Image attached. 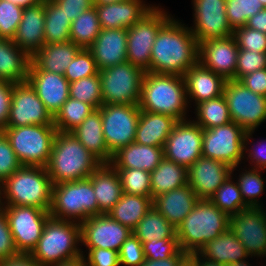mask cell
I'll return each instance as SVG.
<instances>
[{
	"mask_svg": "<svg viewBox=\"0 0 266 266\" xmlns=\"http://www.w3.org/2000/svg\"><path fill=\"white\" fill-rule=\"evenodd\" d=\"M198 52L199 43L188 25L172 16L156 35L150 72L183 76L198 63Z\"/></svg>",
	"mask_w": 266,
	"mask_h": 266,
	"instance_id": "6da1fadb",
	"label": "cell"
},
{
	"mask_svg": "<svg viewBox=\"0 0 266 266\" xmlns=\"http://www.w3.org/2000/svg\"><path fill=\"white\" fill-rule=\"evenodd\" d=\"M101 164L71 132L57 131L46 169L56 185L89 178Z\"/></svg>",
	"mask_w": 266,
	"mask_h": 266,
	"instance_id": "7a4b0ae2",
	"label": "cell"
},
{
	"mask_svg": "<svg viewBox=\"0 0 266 266\" xmlns=\"http://www.w3.org/2000/svg\"><path fill=\"white\" fill-rule=\"evenodd\" d=\"M139 109L166 114L178 121L189 119L184 77L145 72Z\"/></svg>",
	"mask_w": 266,
	"mask_h": 266,
	"instance_id": "3957f363",
	"label": "cell"
},
{
	"mask_svg": "<svg viewBox=\"0 0 266 266\" xmlns=\"http://www.w3.org/2000/svg\"><path fill=\"white\" fill-rule=\"evenodd\" d=\"M52 187L46 168L21 166L0 184V205L28 206L49 212Z\"/></svg>",
	"mask_w": 266,
	"mask_h": 266,
	"instance_id": "277c9868",
	"label": "cell"
},
{
	"mask_svg": "<svg viewBox=\"0 0 266 266\" xmlns=\"http://www.w3.org/2000/svg\"><path fill=\"white\" fill-rule=\"evenodd\" d=\"M230 217L208 199H199L192 211L176 228L180 248L198 253L209 241L229 229Z\"/></svg>",
	"mask_w": 266,
	"mask_h": 266,
	"instance_id": "5b68a950",
	"label": "cell"
},
{
	"mask_svg": "<svg viewBox=\"0 0 266 266\" xmlns=\"http://www.w3.org/2000/svg\"><path fill=\"white\" fill-rule=\"evenodd\" d=\"M81 227L79 222L59 220L49 217L30 255L42 266H52L57 262L82 254Z\"/></svg>",
	"mask_w": 266,
	"mask_h": 266,
	"instance_id": "8992f818",
	"label": "cell"
},
{
	"mask_svg": "<svg viewBox=\"0 0 266 266\" xmlns=\"http://www.w3.org/2000/svg\"><path fill=\"white\" fill-rule=\"evenodd\" d=\"M49 213L55 219L79 223L90 216L99 215L98 201L91 179L53 185Z\"/></svg>",
	"mask_w": 266,
	"mask_h": 266,
	"instance_id": "52a82bcc",
	"label": "cell"
},
{
	"mask_svg": "<svg viewBox=\"0 0 266 266\" xmlns=\"http://www.w3.org/2000/svg\"><path fill=\"white\" fill-rule=\"evenodd\" d=\"M2 131L22 166L46 168L57 133L54 125L6 127Z\"/></svg>",
	"mask_w": 266,
	"mask_h": 266,
	"instance_id": "ba28073f",
	"label": "cell"
},
{
	"mask_svg": "<svg viewBox=\"0 0 266 266\" xmlns=\"http://www.w3.org/2000/svg\"><path fill=\"white\" fill-rule=\"evenodd\" d=\"M103 104L139 105L145 71L128 61L99 70Z\"/></svg>",
	"mask_w": 266,
	"mask_h": 266,
	"instance_id": "9c48e42d",
	"label": "cell"
},
{
	"mask_svg": "<svg viewBox=\"0 0 266 266\" xmlns=\"http://www.w3.org/2000/svg\"><path fill=\"white\" fill-rule=\"evenodd\" d=\"M172 17L166 9L155 5L132 27L127 28V61L150 72L151 52L160 28Z\"/></svg>",
	"mask_w": 266,
	"mask_h": 266,
	"instance_id": "30bf717a",
	"label": "cell"
},
{
	"mask_svg": "<svg viewBox=\"0 0 266 266\" xmlns=\"http://www.w3.org/2000/svg\"><path fill=\"white\" fill-rule=\"evenodd\" d=\"M223 95L227 101L231 121L246 132L257 130L266 121V97L256 94L238 80H227Z\"/></svg>",
	"mask_w": 266,
	"mask_h": 266,
	"instance_id": "8fae6325",
	"label": "cell"
},
{
	"mask_svg": "<svg viewBox=\"0 0 266 266\" xmlns=\"http://www.w3.org/2000/svg\"><path fill=\"white\" fill-rule=\"evenodd\" d=\"M100 114L104 140L112 155L135 141L140 117L139 105L103 104Z\"/></svg>",
	"mask_w": 266,
	"mask_h": 266,
	"instance_id": "7c38bea8",
	"label": "cell"
},
{
	"mask_svg": "<svg viewBox=\"0 0 266 266\" xmlns=\"http://www.w3.org/2000/svg\"><path fill=\"white\" fill-rule=\"evenodd\" d=\"M246 131L235 122L203 129L202 157L226 163L232 168L243 163Z\"/></svg>",
	"mask_w": 266,
	"mask_h": 266,
	"instance_id": "4fadbf2b",
	"label": "cell"
},
{
	"mask_svg": "<svg viewBox=\"0 0 266 266\" xmlns=\"http://www.w3.org/2000/svg\"><path fill=\"white\" fill-rule=\"evenodd\" d=\"M18 253L30 254L40 239L50 213L28 206L1 205Z\"/></svg>",
	"mask_w": 266,
	"mask_h": 266,
	"instance_id": "5bb4252c",
	"label": "cell"
},
{
	"mask_svg": "<svg viewBox=\"0 0 266 266\" xmlns=\"http://www.w3.org/2000/svg\"><path fill=\"white\" fill-rule=\"evenodd\" d=\"M229 229L245 247L249 258L266 257V208L249 207L230 216Z\"/></svg>",
	"mask_w": 266,
	"mask_h": 266,
	"instance_id": "9a60e30c",
	"label": "cell"
},
{
	"mask_svg": "<svg viewBox=\"0 0 266 266\" xmlns=\"http://www.w3.org/2000/svg\"><path fill=\"white\" fill-rule=\"evenodd\" d=\"M203 129L193 120L178 121L168 136L164 158L187 169L202 156Z\"/></svg>",
	"mask_w": 266,
	"mask_h": 266,
	"instance_id": "2e32d148",
	"label": "cell"
},
{
	"mask_svg": "<svg viewBox=\"0 0 266 266\" xmlns=\"http://www.w3.org/2000/svg\"><path fill=\"white\" fill-rule=\"evenodd\" d=\"M54 125L52 114L28 81L15 83L6 127Z\"/></svg>",
	"mask_w": 266,
	"mask_h": 266,
	"instance_id": "e0dca14e",
	"label": "cell"
},
{
	"mask_svg": "<svg viewBox=\"0 0 266 266\" xmlns=\"http://www.w3.org/2000/svg\"><path fill=\"white\" fill-rule=\"evenodd\" d=\"M193 26L190 31L198 43L210 38L233 35L226 14V0H192Z\"/></svg>",
	"mask_w": 266,
	"mask_h": 266,
	"instance_id": "ac0fdd59",
	"label": "cell"
},
{
	"mask_svg": "<svg viewBox=\"0 0 266 266\" xmlns=\"http://www.w3.org/2000/svg\"><path fill=\"white\" fill-rule=\"evenodd\" d=\"M81 246L86 249L103 248L120 251L132 231L113 220L108 214L90 216L80 223Z\"/></svg>",
	"mask_w": 266,
	"mask_h": 266,
	"instance_id": "d6986e66",
	"label": "cell"
},
{
	"mask_svg": "<svg viewBox=\"0 0 266 266\" xmlns=\"http://www.w3.org/2000/svg\"><path fill=\"white\" fill-rule=\"evenodd\" d=\"M238 45L232 36L210 38L199 43L198 62L222 76L226 81L235 80Z\"/></svg>",
	"mask_w": 266,
	"mask_h": 266,
	"instance_id": "ffe728a7",
	"label": "cell"
},
{
	"mask_svg": "<svg viewBox=\"0 0 266 266\" xmlns=\"http://www.w3.org/2000/svg\"><path fill=\"white\" fill-rule=\"evenodd\" d=\"M188 184L199 199H210L218 187L232 175V167L211 158L199 157L188 168Z\"/></svg>",
	"mask_w": 266,
	"mask_h": 266,
	"instance_id": "44dd1931",
	"label": "cell"
},
{
	"mask_svg": "<svg viewBox=\"0 0 266 266\" xmlns=\"http://www.w3.org/2000/svg\"><path fill=\"white\" fill-rule=\"evenodd\" d=\"M44 23L45 0L24 8L12 41L30 57L45 44Z\"/></svg>",
	"mask_w": 266,
	"mask_h": 266,
	"instance_id": "7402d4cb",
	"label": "cell"
},
{
	"mask_svg": "<svg viewBox=\"0 0 266 266\" xmlns=\"http://www.w3.org/2000/svg\"><path fill=\"white\" fill-rule=\"evenodd\" d=\"M27 81L52 116L69 98V81L64 75L44 70H29Z\"/></svg>",
	"mask_w": 266,
	"mask_h": 266,
	"instance_id": "603a6c76",
	"label": "cell"
},
{
	"mask_svg": "<svg viewBox=\"0 0 266 266\" xmlns=\"http://www.w3.org/2000/svg\"><path fill=\"white\" fill-rule=\"evenodd\" d=\"M99 70L127 61V29H101L88 48Z\"/></svg>",
	"mask_w": 266,
	"mask_h": 266,
	"instance_id": "cb8c5ba5",
	"label": "cell"
},
{
	"mask_svg": "<svg viewBox=\"0 0 266 266\" xmlns=\"http://www.w3.org/2000/svg\"><path fill=\"white\" fill-rule=\"evenodd\" d=\"M154 6L155 4H146L144 0H126L95 6V8L101 29H127L138 22Z\"/></svg>",
	"mask_w": 266,
	"mask_h": 266,
	"instance_id": "d4e9b609",
	"label": "cell"
},
{
	"mask_svg": "<svg viewBox=\"0 0 266 266\" xmlns=\"http://www.w3.org/2000/svg\"><path fill=\"white\" fill-rule=\"evenodd\" d=\"M186 96L189 106L217 98L223 95L226 80L199 62L191 67L184 75ZM192 104H191V103Z\"/></svg>",
	"mask_w": 266,
	"mask_h": 266,
	"instance_id": "484cf974",
	"label": "cell"
},
{
	"mask_svg": "<svg viewBox=\"0 0 266 266\" xmlns=\"http://www.w3.org/2000/svg\"><path fill=\"white\" fill-rule=\"evenodd\" d=\"M199 198L196 193L185 184L168 193L153 198V206L165 217L175 229L195 207Z\"/></svg>",
	"mask_w": 266,
	"mask_h": 266,
	"instance_id": "4316f807",
	"label": "cell"
},
{
	"mask_svg": "<svg viewBox=\"0 0 266 266\" xmlns=\"http://www.w3.org/2000/svg\"><path fill=\"white\" fill-rule=\"evenodd\" d=\"M81 48L72 41L44 44L32 57L29 70L63 75Z\"/></svg>",
	"mask_w": 266,
	"mask_h": 266,
	"instance_id": "83f0119b",
	"label": "cell"
},
{
	"mask_svg": "<svg viewBox=\"0 0 266 266\" xmlns=\"http://www.w3.org/2000/svg\"><path fill=\"white\" fill-rule=\"evenodd\" d=\"M99 214H107L123 195L117 170L110 163H102L90 176Z\"/></svg>",
	"mask_w": 266,
	"mask_h": 266,
	"instance_id": "f1b7e54d",
	"label": "cell"
},
{
	"mask_svg": "<svg viewBox=\"0 0 266 266\" xmlns=\"http://www.w3.org/2000/svg\"><path fill=\"white\" fill-rule=\"evenodd\" d=\"M164 159V149L132 142L113 154L114 168H133L152 172Z\"/></svg>",
	"mask_w": 266,
	"mask_h": 266,
	"instance_id": "f546056e",
	"label": "cell"
},
{
	"mask_svg": "<svg viewBox=\"0 0 266 266\" xmlns=\"http://www.w3.org/2000/svg\"><path fill=\"white\" fill-rule=\"evenodd\" d=\"M178 120L166 114L140 110L135 143L164 147Z\"/></svg>",
	"mask_w": 266,
	"mask_h": 266,
	"instance_id": "4dcf8cb0",
	"label": "cell"
},
{
	"mask_svg": "<svg viewBox=\"0 0 266 266\" xmlns=\"http://www.w3.org/2000/svg\"><path fill=\"white\" fill-rule=\"evenodd\" d=\"M71 134L101 163H111L113 155L104 140L100 108L93 110Z\"/></svg>",
	"mask_w": 266,
	"mask_h": 266,
	"instance_id": "1f68e13d",
	"label": "cell"
},
{
	"mask_svg": "<svg viewBox=\"0 0 266 266\" xmlns=\"http://www.w3.org/2000/svg\"><path fill=\"white\" fill-rule=\"evenodd\" d=\"M31 57L12 39L0 38V80L19 83L27 81Z\"/></svg>",
	"mask_w": 266,
	"mask_h": 266,
	"instance_id": "d6a6232c",
	"label": "cell"
},
{
	"mask_svg": "<svg viewBox=\"0 0 266 266\" xmlns=\"http://www.w3.org/2000/svg\"><path fill=\"white\" fill-rule=\"evenodd\" d=\"M198 254L210 261L218 262L222 265H229L248 259L245 247L237 237L228 229L212 241L207 242Z\"/></svg>",
	"mask_w": 266,
	"mask_h": 266,
	"instance_id": "836d02e7",
	"label": "cell"
},
{
	"mask_svg": "<svg viewBox=\"0 0 266 266\" xmlns=\"http://www.w3.org/2000/svg\"><path fill=\"white\" fill-rule=\"evenodd\" d=\"M152 206L153 199L148 196L123 193L119 201L107 214L113 220L133 231Z\"/></svg>",
	"mask_w": 266,
	"mask_h": 266,
	"instance_id": "e575fe53",
	"label": "cell"
},
{
	"mask_svg": "<svg viewBox=\"0 0 266 266\" xmlns=\"http://www.w3.org/2000/svg\"><path fill=\"white\" fill-rule=\"evenodd\" d=\"M188 169L173 161L163 159L159 165L150 172L151 199L157 195L188 184Z\"/></svg>",
	"mask_w": 266,
	"mask_h": 266,
	"instance_id": "d590c367",
	"label": "cell"
},
{
	"mask_svg": "<svg viewBox=\"0 0 266 266\" xmlns=\"http://www.w3.org/2000/svg\"><path fill=\"white\" fill-rule=\"evenodd\" d=\"M195 118H191L202 129L226 125L231 122V116L224 95L202 101L194 106Z\"/></svg>",
	"mask_w": 266,
	"mask_h": 266,
	"instance_id": "8d00e7d4",
	"label": "cell"
},
{
	"mask_svg": "<svg viewBox=\"0 0 266 266\" xmlns=\"http://www.w3.org/2000/svg\"><path fill=\"white\" fill-rule=\"evenodd\" d=\"M71 21L54 0H45L44 43L70 41Z\"/></svg>",
	"mask_w": 266,
	"mask_h": 266,
	"instance_id": "74e56055",
	"label": "cell"
},
{
	"mask_svg": "<svg viewBox=\"0 0 266 266\" xmlns=\"http://www.w3.org/2000/svg\"><path fill=\"white\" fill-rule=\"evenodd\" d=\"M132 233L141 242H149L153 239L173 238L176 235V229L152 206Z\"/></svg>",
	"mask_w": 266,
	"mask_h": 266,
	"instance_id": "f35d334b",
	"label": "cell"
},
{
	"mask_svg": "<svg viewBox=\"0 0 266 266\" xmlns=\"http://www.w3.org/2000/svg\"><path fill=\"white\" fill-rule=\"evenodd\" d=\"M238 167L235 166L232 168V175L218 187L209 199L229 217L249 208L242 198L237 181L234 180V171H237L236 168Z\"/></svg>",
	"mask_w": 266,
	"mask_h": 266,
	"instance_id": "ab89813d",
	"label": "cell"
},
{
	"mask_svg": "<svg viewBox=\"0 0 266 266\" xmlns=\"http://www.w3.org/2000/svg\"><path fill=\"white\" fill-rule=\"evenodd\" d=\"M101 31L95 6L81 13L70 27V41L88 49Z\"/></svg>",
	"mask_w": 266,
	"mask_h": 266,
	"instance_id": "60d3db41",
	"label": "cell"
},
{
	"mask_svg": "<svg viewBox=\"0 0 266 266\" xmlns=\"http://www.w3.org/2000/svg\"><path fill=\"white\" fill-rule=\"evenodd\" d=\"M95 110L91 105L77 99L68 98L53 116L54 126L59 132H71Z\"/></svg>",
	"mask_w": 266,
	"mask_h": 266,
	"instance_id": "b9f144b4",
	"label": "cell"
},
{
	"mask_svg": "<svg viewBox=\"0 0 266 266\" xmlns=\"http://www.w3.org/2000/svg\"><path fill=\"white\" fill-rule=\"evenodd\" d=\"M246 169L241 167L240 174L238 175V178H235L242 195V198L244 202L249 207H264V204L262 203L261 198L262 194L265 191V177L262 176V171L260 169L255 168H248ZM262 203V204H261Z\"/></svg>",
	"mask_w": 266,
	"mask_h": 266,
	"instance_id": "7bdbcfd3",
	"label": "cell"
},
{
	"mask_svg": "<svg viewBox=\"0 0 266 266\" xmlns=\"http://www.w3.org/2000/svg\"><path fill=\"white\" fill-rule=\"evenodd\" d=\"M69 97L85 102L94 109H99L103 105L99 73L69 83Z\"/></svg>",
	"mask_w": 266,
	"mask_h": 266,
	"instance_id": "ee69618b",
	"label": "cell"
},
{
	"mask_svg": "<svg viewBox=\"0 0 266 266\" xmlns=\"http://www.w3.org/2000/svg\"><path fill=\"white\" fill-rule=\"evenodd\" d=\"M119 174L123 192L151 198L150 172L133 168H115Z\"/></svg>",
	"mask_w": 266,
	"mask_h": 266,
	"instance_id": "f6af8a7d",
	"label": "cell"
},
{
	"mask_svg": "<svg viewBox=\"0 0 266 266\" xmlns=\"http://www.w3.org/2000/svg\"><path fill=\"white\" fill-rule=\"evenodd\" d=\"M262 9L259 0H226L227 20L233 30L245 26L247 20Z\"/></svg>",
	"mask_w": 266,
	"mask_h": 266,
	"instance_id": "bcb514c9",
	"label": "cell"
},
{
	"mask_svg": "<svg viewBox=\"0 0 266 266\" xmlns=\"http://www.w3.org/2000/svg\"><path fill=\"white\" fill-rule=\"evenodd\" d=\"M98 73L99 69L91 51L81 48L63 75L71 83Z\"/></svg>",
	"mask_w": 266,
	"mask_h": 266,
	"instance_id": "7dc6e473",
	"label": "cell"
},
{
	"mask_svg": "<svg viewBox=\"0 0 266 266\" xmlns=\"http://www.w3.org/2000/svg\"><path fill=\"white\" fill-rule=\"evenodd\" d=\"M142 244L145 259L158 260L166 259L174 255H188L181 250L176 235L173 238L153 239L149 242H142Z\"/></svg>",
	"mask_w": 266,
	"mask_h": 266,
	"instance_id": "c3c4849f",
	"label": "cell"
},
{
	"mask_svg": "<svg viewBox=\"0 0 266 266\" xmlns=\"http://www.w3.org/2000/svg\"><path fill=\"white\" fill-rule=\"evenodd\" d=\"M24 8L17 4L0 0V38L12 39L20 24Z\"/></svg>",
	"mask_w": 266,
	"mask_h": 266,
	"instance_id": "681fc988",
	"label": "cell"
},
{
	"mask_svg": "<svg viewBox=\"0 0 266 266\" xmlns=\"http://www.w3.org/2000/svg\"><path fill=\"white\" fill-rule=\"evenodd\" d=\"M266 68V52L255 53L254 50L239 49L235 80L240 81L244 76L254 71Z\"/></svg>",
	"mask_w": 266,
	"mask_h": 266,
	"instance_id": "f907efd6",
	"label": "cell"
},
{
	"mask_svg": "<svg viewBox=\"0 0 266 266\" xmlns=\"http://www.w3.org/2000/svg\"><path fill=\"white\" fill-rule=\"evenodd\" d=\"M233 37L239 49L266 52V34L261 31L242 26L233 30Z\"/></svg>",
	"mask_w": 266,
	"mask_h": 266,
	"instance_id": "816d5d0a",
	"label": "cell"
},
{
	"mask_svg": "<svg viewBox=\"0 0 266 266\" xmlns=\"http://www.w3.org/2000/svg\"><path fill=\"white\" fill-rule=\"evenodd\" d=\"M255 130L247 131L244 136V147H243V162L247 160L249 162V168H255L260 170H266V140H261L253 143V134ZM251 147H250V146ZM247 154V155H246ZM248 156V157H246Z\"/></svg>",
	"mask_w": 266,
	"mask_h": 266,
	"instance_id": "f5cc1de1",
	"label": "cell"
},
{
	"mask_svg": "<svg viewBox=\"0 0 266 266\" xmlns=\"http://www.w3.org/2000/svg\"><path fill=\"white\" fill-rule=\"evenodd\" d=\"M21 166L22 164L15 155L7 136L0 130V184Z\"/></svg>",
	"mask_w": 266,
	"mask_h": 266,
	"instance_id": "db71d44e",
	"label": "cell"
},
{
	"mask_svg": "<svg viewBox=\"0 0 266 266\" xmlns=\"http://www.w3.org/2000/svg\"><path fill=\"white\" fill-rule=\"evenodd\" d=\"M119 260L120 266H140L145 261L143 244L133 233L122 244Z\"/></svg>",
	"mask_w": 266,
	"mask_h": 266,
	"instance_id": "11a10c76",
	"label": "cell"
},
{
	"mask_svg": "<svg viewBox=\"0 0 266 266\" xmlns=\"http://www.w3.org/2000/svg\"><path fill=\"white\" fill-rule=\"evenodd\" d=\"M88 252H87V251ZM82 254L87 266H120L119 252L116 250L93 248L86 249Z\"/></svg>",
	"mask_w": 266,
	"mask_h": 266,
	"instance_id": "9f6ffc18",
	"label": "cell"
},
{
	"mask_svg": "<svg viewBox=\"0 0 266 266\" xmlns=\"http://www.w3.org/2000/svg\"><path fill=\"white\" fill-rule=\"evenodd\" d=\"M18 251L14 245L12 233L10 231L7 216L0 206V261L9 257L18 255Z\"/></svg>",
	"mask_w": 266,
	"mask_h": 266,
	"instance_id": "6f0895ef",
	"label": "cell"
},
{
	"mask_svg": "<svg viewBox=\"0 0 266 266\" xmlns=\"http://www.w3.org/2000/svg\"><path fill=\"white\" fill-rule=\"evenodd\" d=\"M14 84L10 81L0 80V130L6 128L8 123Z\"/></svg>",
	"mask_w": 266,
	"mask_h": 266,
	"instance_id": "680465c9",
	"label": "cell"
},
{
	"mask_svg": "<svg viewBox=\"0 0 266 266\" xmlns=\"http://www.w3.org/2000/svg\"><path fill=\"white\" fill-rule=\"evenodd\" d=\"M66 14L68 19L73 22L81 13L94 7L93 0H54Z\"/></svg>",
	"mask_w": 266,
	"mask_h": 266,
	"instance_id": "91938a15",
	"label": "cell"
},
{
	"mask_svg": "<svg viewBox=\"0 0 266 266\" xmlns=\"http://www.w3.org/2000/svg\"><path fill=\"white\" fill-rule=\"evenodd\" d=\"M240 82L252 92L266 97V68L244 76Z\"/></svg>",
	"mask_w": 266,
	"mask_h": 266,
	"instance_id": "94428289",
	"label": "cell"
},
{
	"mask_svg": "<svg viewBox=\"0 0 266 266\" xmlns=\"http://www.w3.org/2000/svg\"><path fill=\"white\" fill-rule=\"evenodd\" d=\"M0 266H42L30 254H21L0 261Z\"/></svg>",
	"mask_w": 266,
	"mask_h": 266,
	"instance_id": "6125c7cd",
	"label": "cell"
},
{
	"mask_svg": "<svg viewBox=\"0 0 266 266\" xmlns=\"http://www.w3.org/2000/svg\"><path fill=\"white\" fill-rule=\"evenodd\" d=\"M188 257L189 255H174L166 259H145L140 266H180Z\"/></svg>",
	"mask_w": 266,
	"mask_h": 266,
	"instance_id": "be15d7a7",
	"label": "cell"
},
{
	"mask_svg": "<svg viewBox=\"0 0 266 266\" xmlns=\"http://www.w3.org/2000/svg\"><path fill=\"white\" fill-rule=\"evenodd\" d=\"M245 26L266 34V8L250 17Z\"/></svg>",
	"mask_w": 266,
	"mask_h": 266,
	"instance_id": "e7e4bbea",
	"label": "cell"
},
{
	"mask_svg": "<svg viewBox=\"0 0 266 266\" xmlns=\"http://www.w3.org/2000/svg\"><path fill=\"white\" fill-rule=\"evenodd\" d=\"M52 266H87L86 259L83 254L69 259L62 260Z\"/></svg>",
	"mask_w": 266,
	"mask_h": 266,
	"instance_id": "03108f58",
	"label": "cell"
},
{
	"mask_svg": "<svg viewBox=\"0 0 266 266\" xmlns=\"http://www.w3.org/2000/svg\"><path fill=\"white\" fill-rule=\"evenodd\" d=\"M189 257L195 262V266H225L218 262L202 258L198 253L189 254Z\"/></svg>",
	"mask_w": 266,
	"mask_h": 266,
	"instance_id": "003e7915",
	"label": "cell"
},
{
	"mask_svg": "<svg viewBox=\"0 0 266 266\" xmlns=\"http://www.w3.org/2000/svg\"><path fill=\"white\" fill-rule=\"evenodd\" d=\"M7 1H11V2L17 4L18 6L26 8L28 6H32V5L37 4L41 0H7Z\"/></svg>",
	"mask_w": 266,
	"mask_h": 266,
	"instance_id": "a7ac6f4b",
	"label": "cell"
},
{
	"mask_svg": "<svg viewBox=\"0 0 266 266\" xmlns=\"http://www.w3.org/2000/svg\"><path fill=\"white\" fill-rule=\"evenodd\" d=\"M119 1H126V0H93L94 6H102L107 4H113Z\"/></svg>",
	"mask_w": 266,
	"mask_h": 266,
	"instance_id": "89a4df30",
	"label": "cell"
},
{
	"mask_svg": "<svg viewBox=\"0 0 266 266\" xmlns=\"http://www.w3.org/2000/svg\"><path fill=\"white\" fill-rule=\"evenodd\" d=\"M251 265L252 264L249 263V259H246V260H243V261H240V262L230 263L229 265H226V266H251Z\"/></svg>",
	"mask_w": 266,
	"mask_h": 266,
	"instance_id": "2644e50d",
	"label": "cell"
},
{
	"mask_svg": "<svg viewBox=\"0 0 266 266\" xmlns=\"http://www.w3.org/2000/svg\"><path fill=\"white\" fill-rule=\"evenodd\" d=\"M180 266H195V262L188 257Z\"/></svg>",
	"mask_w": 266,
	"mask_h": 266,
	"instance_id": "8c879c8a",
	"label": "cell"
},
{
	"mask_svg": "<svg viewBox=\"0 0 266 266\" xmlns=\"http://www.w3.org/2000/svg\"><path fill=\"white\" fill-rule=\"evenodd\" d=\"M259 1L262 3L263 7L266 8V0H259Z\"/></svg>",
	"mask_w": 266,
	"mask_h": 266,
	"instance_id": "753ad0ef",
	"label": "cell"
}]
</instances>
